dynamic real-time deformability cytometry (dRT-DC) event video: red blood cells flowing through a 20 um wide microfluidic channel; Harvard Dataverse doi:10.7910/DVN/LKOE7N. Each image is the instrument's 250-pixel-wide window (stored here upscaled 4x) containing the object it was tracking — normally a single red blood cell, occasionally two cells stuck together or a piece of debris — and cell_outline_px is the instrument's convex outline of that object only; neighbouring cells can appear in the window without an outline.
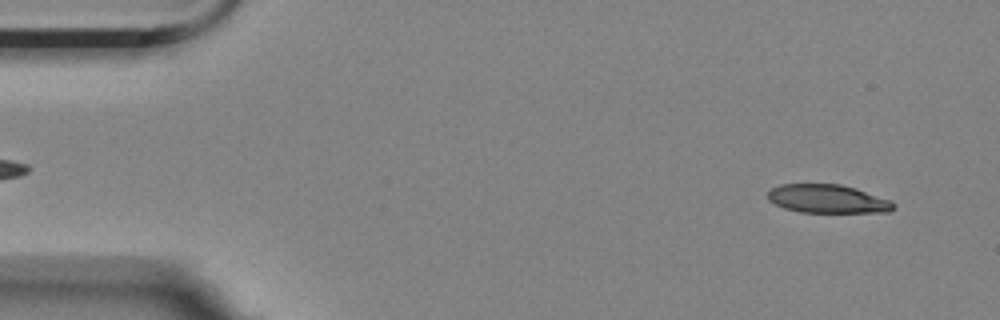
{"species": "Egyptian fruit bat (a non-hibernating species)", "species_latin": "Rousettus aegyptiacus", "temperature_condition": "room temperature", "stored_images_in_passage": 4, "camera_frame_rate_fps": 3000, "um_per_image_px": 0.085, "animal": {"sex": "female"}, "frame": {"image": 1, "passage_image": 1, "time_ms": 0.0, "image_size_px": [1000, 320], "cell_outline_px": [[896, 208], [888, 212], [800, 212], [784, 208], [768, 200], [768, 192], [772, 188], [780, 184], [840, 184], [856, 188], [892, 200], [896, 204]], "centroid_in_image_um": [70.39, 16.9], "position_along_channel_um": 14.6, "area_um2": 20.98}}